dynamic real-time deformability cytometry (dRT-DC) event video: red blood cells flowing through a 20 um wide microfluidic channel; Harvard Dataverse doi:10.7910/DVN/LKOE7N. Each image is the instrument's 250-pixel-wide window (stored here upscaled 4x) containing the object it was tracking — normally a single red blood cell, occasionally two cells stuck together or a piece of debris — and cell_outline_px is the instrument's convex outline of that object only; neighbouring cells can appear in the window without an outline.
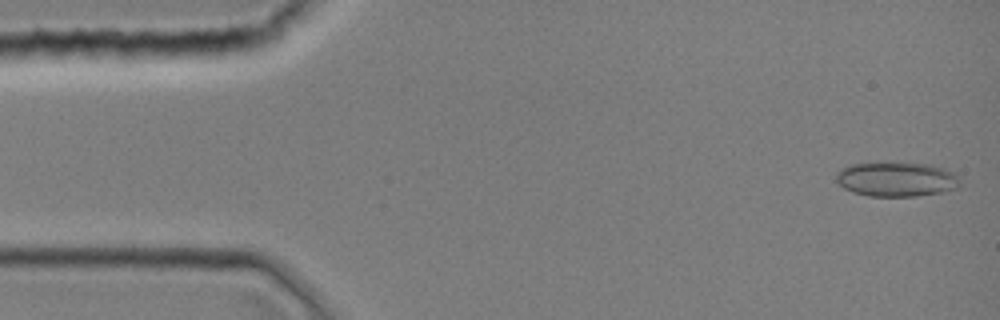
{"species": "common noctule bat (a hibernating species)", "species_latin": "Nyctalus noctula", "temperature_condition": "room temperature", "stored_images_in_passage": 42, "camera_frame_rate_fps": 3000, "um_per_image_px": 0.085, "animal": {"sex": "female", "body_mass_g": 19.0, "forearm_length_mm": 51.5}, "frame": {"image": 1, "passage_image": 1, "time_ms": 0.0, "image_size_px": [1000, 320], "cell_outline_px": [[960, 184], [956, 188], [940, 192], [916, 196], [868, 196], [852, 192], [844, 188], [836, 180], [836, 172], [840, 168], [848, 164], [880, 160], [888, 160], [932, 164], [944, 168], [952, 172], [960, 180]], "centroid_in_image_um": [76.14, 15.18], "position_along_channel_um": 8.9, "area_um2": 25.89}}
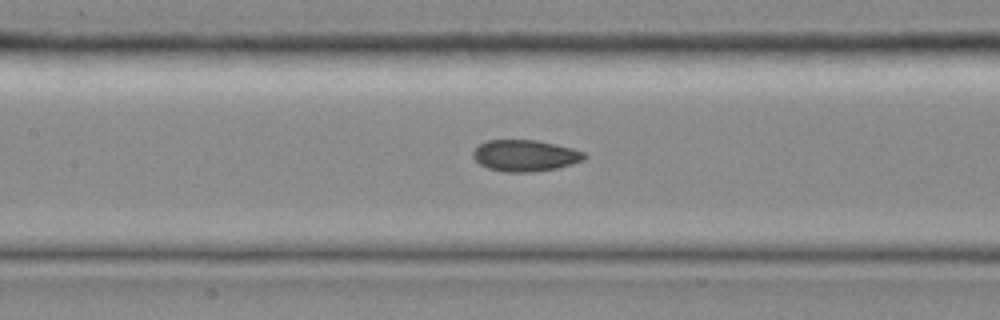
{"frame": {"image": 2, "passage_image": 19, "time_ms": 6.0, "image_size_px": [1000, 320], "cell_outline_px": [[588, 156], [584, 160], [572, 164], [556, 168], [532, 172], [504, 172], [488, 168], [480, 164], [472, 156], [472, 152], [480, 144], [488, 140], [536, 140], [556, 144], [572, 148], [584, 152]], "centroid_in_image_um": [44.65, 13.23], "position_along_channel_um": 162.8, "area_um2": 20.4}}
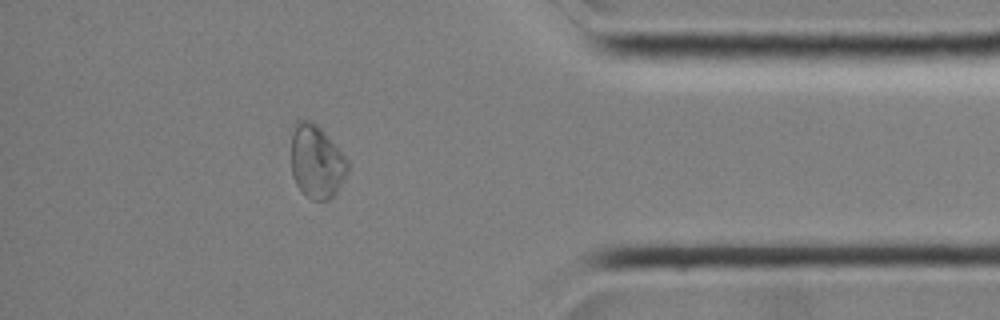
{"frame": {"image": 3, "passage_image": 37, "time_ms": 12.0, "image_size_px": [1000, 320], "cell_outline_px": [[348, 172], [336, 192], [328, 200], [312, 200], [304, 196], [296, 184], [292, 176], [292, 136], [296, 120], [312, 120], [328, 136], [348, 160]], "centroid_in_image_um": [26.9, 13.76], "position_along_channel_um": 408.3, "area_um2": 24.1}}